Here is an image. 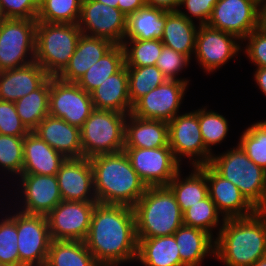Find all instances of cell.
<instances>
[{"mask_svg":"<svg viewBox=\"0 0 266 266\" xmlns=\"http://www.w3.org/2000/svg\"><path fill=\"white\" fill-rule=\"evenodd\" d=\"M5 19H7V18H6V16H5V14H4V12H3V9H2V6H1V4H0V25H1V23H2Z\"/></svg>","mask_w":266,"mask_h":266,"instance_id":"obj_54","label":"cell"},{"mask_svg":"<svg viewBox=\"0 0 266 266\" xmlns=\"http://www.w3.org/2000/svg\"><path fill=\"white\" fill-rule=\"evenodd\" d=\"M45 266H100L84 241L51 240Z\"/></svg>","mask_w":266,"mask_h":266,"instance_id":"obj_32","label":"cell"},{"mask_svg":"<svg viewBox=\"0 0 266 266\" xmlns=\"http://www.w3.org/2000/svg\"><path fill=\"white\" fill-rule=\"evenodd\" d=\"M133 210L137 238L173 235L183 225V213L167 186L148 187Z\"/></svg>","mask_w":266,"mask_h":266,"instance_id":"obj_4","label":"cell"},{"mask_svg":"<svg viewBox=\"0 0 266 266\" xmlns=\"http://www.w3.org/2000/svg\"><path fill=\"white\" fill-rule=\"evenodd\" d=\"M187 80H166L140 98L132 107L131 114L141 119L169 122L177 114Z\"/></svg>","mask_w":266,"mask_h":266,"instance_id":"obj_16","label":"cell"},{"mask_svg":"<svg viewBox=\"0 0 266 266\" xmlns=\"http://www.w3.org/2000/svg\"><path fill=\"white\" fill-rule=\"evenodd\" d=\"M198 121L205 148L210 152V145H215L226 137L227 120L216 112L199 109Z\"/></svg>","mask_w":266,"mask_h":266,"instance_id":"obj_41","label":"cell"},{"mask_svg":"<svg viewBox=\"0 0 266 266\" xmlns=\"http://www.w3.org/2000/svg\"><path fill=\"white\" fill-rule=\"evenodd\" d=\"M129 98L133 106L145 94L164 83L167 78L155 66L127 67Z\"/></svg>","mask_w":266,"mask_h":266,"instance_id":"obj_36","label":"cell"},{"mask_svg":"<svg viewBox=\"0 0 266 266\" xmlns=\"http://www.w3.org/2000/svg\"><path fill=\"white\" fill-rule=\"evenodd\" d=\"M82 0H39L37 22L78 24Z\"/></svg>","mask_w":266,"mask_h":266,"instance_id":"obj_35","label":"cell"},{"mask_svg":"<svg viewBox=\"0 0 266 266\" xmlns=\"http://www.w3.org/2000/svg\"><path fill=\"white\" fill-rule=\"evenodd\" d=\"M137 239L136 260L145 266H183L174 235Z\"/></svg>","mask_w":266,"mask_h":266,"instance_id":"obj_28","label":"cell"},{"mask_svg":"<svg viewBox=\"0 0 266 266\" xmlns=\"http://www.w3.org/2000/svg\"><path fill=\"white\" fill-rule=\"evenodd\" d=\"M207 25L243 40L260 27V5L255 0H218Z\"/></svg>","mask_w":266,"mask_h":266,"instance_id":"obj_14","label":"cell"},{"mask_svg":"<svg viewBox=\"0 0 266 266\" xmlns=\"http://www.w3.org/2000/svg\"><path fill=\"white\" fill-rule=\"evenodd\" d=\"M218 214L215 203L208 195L183 213V225L204 230L212 236L211 229L219 223Z\"/></svg>","mask_w":266,"mask_h":266,"instance_id":"obj_38","label":"cell"},{"mask_svg":"<svg viewBox=\"0 0 266 266\" xmlns=\"http://www.w3.org/2000/svg\"><path fill=\"white\" fill-rule=\"evenodd\" d=\"M33 132L65 158L83 157L80 128L63 119L48 115Z\"/></svg>","mask_w":266,"mask_h":266,"instance_id":"obj_21","label":"cell"},{"mask_svg":"<svg viewBox=\"0 0 266 266\" xmlns=\"http://www.w3.org/2000/svg\"><path fill=\"white\" fill-rule=\"evenodd\" d=\"M126 21L127 16L118 8L96 0H82L78 27L84 35L103 38L115 45H122L126 33Z\"/></svg>","mask_w":266,"mask_h":266,"instance_id":"obj_11","label":"cell"},{"mask_svg":"<svg viewBox=\"0 0 266 266\" xmlns=\"http://www.w3.org/2000/svg\"><path fill=\"white\" fill-rule=\"evenodd\" d=\"M249 40L246 53L258 68L266 67V32L262 28L253 30L244 40Z\"/></svg>","mask_w":266,"mask_h":266,"instance_id":"obj_46","label":"cell"},{"mask_svg":"<svg viewBox=\"0 0 266 266\" xmlns=\"http://www.w3.org/2000/svg\"><path fill=\"white\" fill-rule=\"evenodd\" d=\"M81 35L78 24L37 22L35 62L50 77H57L69 63Z\"/></svg>","mask_w":266,"mask_h":266,"instance_id":"obj_5","label":"cell"},{"mask_svg":"<svg viewBox=\"0 0 266 266\" xmlns=\"http://www.w3.org/2000/svg\"><path fill=\"white\" fill-rule=\"evenodd\" d=\"M66 158L50 147L35 132L24 136L21 174L57 175Z\"/></svg>","mask_w":266,"mask_h":266,"instance_id":"obj_24","label":"cell"},{"mask_svg":"<svg viewBox=\"0 0 266 266\" xmlns=\"http://www.w3.org/2000/svg\"><path fill=\"white\" fill-rule=\"evenodd\" d=\"M56 178L63 201L97 202L89 159L66 158ZM92 190L93 193H91Z\"/></svg>","mask_w":266,"mask_h":266,"instance_id":"obj_18","label":"cell"},{"mask_svg":"<svg viewBox=\"0 0 266 266\" xmlns=\"http://www.w3.org/2000/svg\"><path fill=\"white\" fill-rule=\"evenodd\" d=\"M147 6L161 8L166 11H177L176 7L180 6L181 0H145Z\"/></svg>","mask_w":266,"mask_h":266,"instance_id":"obj_49","label":"cell"},{"mask_svg":"<svg viewBox=\"0 0 266 266\" xmlns=\"http://www.w3.org/2000/svg\"><path fill=\"white\" fill-rule=\"evenodd\" d=\"M129 123H125L124 148H159L169 146L168 122L141 119L128 114Z\"/></svg>","mask_w":266,"mask_h":266,"instance_id":"obj_26","label":"cell"},{"mask_svg":"<svg viewBox=\"0 0 266 266\" xmlns=\"http://www.w3.org/2000/svg\"><path fill=\"white\" fill-rule=\"evenodd\" d=\"M97 202L134 207L148 188L124 151L89 159Z\"/></svg>","mask_w":266,"mask_h":266,"instance_id":"obj_3","label":"cell"},{"mask_svg":"<svg viewBox=\"0 0 266 266\" xmlns=\"http://www.w3.org/2000/svg\"><path fill=\"white\" fill-rule=\"evenodd\" d=\"M146 5L145 0H118V9L128 16Z\"/></svg>","mask_w":266,"mask_h":266,"instance_id":"obj_48","label":"cell"},{"mask_svg":"<svg viewBox=\"0 0 266 266\" xmlns=\"http://www.w3.org/2000/svg\"><path fill=\"white\" fill-rule=\"evenodd\" d=\"M24 137L0 134V166L21 175L23 167Z\"/></svg>","mask_w":266,"mask_h":266,"instance_id":"obj_42","label":"cell"},{"mask_svg":"<svg viewBox=\"0 0 266 266\" xmlns=\"http://www.w3.org/2000/svg\"><path fill=\"white\" fill-rule=\"evenodd\" d=\"M168 138L169 147L171 148L175 159L180 162V157L183 155L192 158L197 155L202 158L193 160L195 166L209 164L212 158V153L209 152L204 145L201 135L198 111L176 115L168 122ZM178 155H180L178 157Z\"/></svg>","mask_w":266,"mask_h":266,"instance_id":"obj_15","label":"cell"},{"mask_svg":"<svg viewBox=\"0 0 266 266\" xmlns=\"http://www.w3.org/2000/svg\"><path fill=\"white\" fill-rule=\"evenodd\" d=\"M255 80L261 91L266 95V67L257 68Z\"/></svg>","mask_w":266,"mask_h":266,"instance_id":"obj_50","label":"cell"},{"mask_svg":"<svg viewBox=\"0 0 266 266\" xmlns=\"http://www.w3.org/2000/svg\"><path fill=\"white\" fill-rule=\"evenodd\" d=\"M194 169V172L189 177L181 181L179 170L167 185L174 194L182 213L209 195L206 180V165L195 166Z\"/></svg>","mask_w":266,"mask_h":266,"instance_id":"obj_31","label":"cell"},{"mask_svg":"<svg viewBox=\"0 0 266 266\" xmlns=\"http://www.w3.org/2000/svg\"><path fill=\"white\" fill-rule=\"evenodd\" d=\"M217 2L218 0H181L180 5H185L191 15L199 18L200 25H205L208 23L213 7Z\"/></svg>","mask_w":266,"mask_h":266,"instance_id":"obj_47","label":"cell"},{"mask_svg":"<svg viewBox=\"0 0 266 266\" xmlns=\"http://www.w3.org/2000/svg\"><path fill=\"white\" fill-rule=\"evenodd\" d=\"M209 164L237 186L257 210H266V171L256 165L239 144L225 154L212 156Z\"/></svg>","mask_w":266,"mask_h":266,"instance_id":"obj_6","label":"cell"},{"mask_svg":"<svg viewBox=\"0 0 266 266\" xmlns=\"http://www.w3.org/2000/svg\"><path fill=\"white\" fill-rule=\"evenodd\" d=\"M114 46L109 40L82 34L69 63L57 77L66 82L77 83L85 72Z\"/></svg>","mask_w":266,"mask_h":266,"instance_id":"obj_23","label":"cell"},{"mask_svg":"<svg viewBox=\"0 0 266 266\" xmlns=\"http://www.w3.org/2000/svg\"><path fill=\"white\" fill-rule=\"evenodd\" d=\"M19 266H45L51 243L45 215L17 213Z\"/></svg>","mask_w":266,"mask_h":266,"instance_id":"obj_10","label":"cell"},{"mask_svg":"<svg viewBox=\"0 0 266 266\" xmlns=\"http://www.w3.org/2000/svg\"><path fill=\"white\" fill-rule=\"evenodd\" d=\"M95 110L91 94L77 83L50 77L49 115L81 128Z\"/></svg>","mask_w":266,"mask_h":266,"instance_id":"obj_9","label":"cell"},{"mask_svg":"<svg viewBox=\"0 0 266 266\" xmlns=\"http://www.w3.org/2000/svg\"><path fill=\"white\" fill-rule=\"evenodd\" d=\"M124 65L125 52L123 45H115L85 72L77 84L84 91L91 93Z\"/></svg>","mask_w":266,"mask_h":266,"instance_id":"obj_34","label":"cell"},{"mask_svg":"<svg viewBox=\"0 0 266 266\" xmlns=\"http://www.w3.org/2000/svg\"><path fill=\"white\" fill-rule=\"evenodd\" d=\"M215 256L227 266H252L266 257V210L249 217L223 218Z\"/></svg>","mask_w":266,"mask_h":266,"instance_id":"obj_2","label":"cell"},{"mask_svg":"<svg viewBox=\"0 0 266 266\" xmlns=\"http://www.w3.org/2000/svg\"><path fill=\"white\" fill-rule=\"evenodd\" d=\"M122 45L125 52L126 67L155 66L164 46L161 40L157 39H130V43L125 40Z\"/></svg>","mask_w":266,"mask_h":266,"instance_id":"obj_37","label":"cell"},{"mask_svg":"<svg viewBox=\"0 0 266 266\" xmlns=\"http://www.w3.org/2000/svg\"><path fill=\"white\" fill-rule=\"evenodd\" d=\"M189 57L163 46L161 54L156 62V66L164 74L167 80H176V74L190 62Z\"/></svg>","mask_w":266,"mask_h":266,"instance_id":"obj_44","label":"cell"},{"mask_svg":"<svg viewBox=\"0 0 266 266\" xmlns=\"http://www.w3.org/2000/svg\"><path fill=\"white\" fill-rule=\"evenodd\" d=\"M196 34L195 54L197 60L206 71H214L240 50L234 40L239 38L228 32L199 24Z\"/></svg>","mask_w":266,"mask_h":266,"instance_id":"obj_17","label":"cell"},{"mask_svg":"<svg viewBox=\"0 0 266 266\" xmlns=\"http://www.w3.org/2000/svg\"><path fill=\"white\" fill-rule=\"evenodd\" d=\"M25 205L21 212L48 215L63 199L56 175L21 174Z\"/></svg>","mask_w":266,"mask_h":266,"instance_id":"obj_20","label":"cell"},{"mask_svg":"<svg viewBox=\"0 0 266 266\" xmlns=\"http://www.w3.org/2000/svg\"><path fill=\"white\" fill-rule=\"evenodd\" d=\"M36 27V19H5L1 23L0 72L35 62ZM27 53L32 55L28 61Z\"/></svg>","mask_w":266,"mask_h":266,"instance_id":"obj_8","label":"cell"},{"mask_svg":"<svg viewBox=\"0 0 266 266\" xmlns=\"http://www.w3.org/2000/svg\"><path fill=\"white\" fill-rule=\"evenodd\" d=\"M166 23V10L145 5L127 16L125 38L161 40Z\"/></svg>","mask_w":266,"mask_h":266,"instance_id":"obj_30","label":"cell"},{"mask_svg":"<svg viewBox=\"0 0 266 266\" xmlns=\"http://www.w3.org/2000/svg\"><path fill=\"white\" fill-rule=\"evenodd\" d=\"M192 17L185 12L166 11V23L161 42L164 46L172 48L189 58L195 52L197 29Z\"/></svg>","mask_w":266,"mask_h":266,"instance_id":"obj_27","label":"cell"},{"mask_svg":"<svg viewBox=\"0 0 266 266\" xmlns=\"http://www.w3.org/2000/svg\"><path fill=\"white\" fill-rule=\"evenodd\" d=\"M206 180L208 194L225 219L249 217L258 211L237 186L222 177L210 164H206Z\"/></svg>","mask_w":266,"mask_h":266,"instance_id":"obj_19","label":"cell"},{"mask_svg":"<svg viewBox=\"0 0 266 266\" xmlns=\"http://www.w3.org/2000/svg\"><path fill=\"white\" fill-rule=\"evenodd\" d=\"M130 163L147 187L167 186L179 169L169 146L145 149L124 148Z\"/></svg>","mask_w":266,"mask_h":266,"instance_id":"obj_12","label":"cell"},{"mask_svg":"<svg viewBox=\"0 0 266 266\" xmlns=\"http://www.w3.org/2000/svg\"><path fill=\"white\" fill-rule=\"evenodd\" d=\"M259 5H261L262 3H264L266 0H255Z\"/></svg>","mask_w":266,"mask_h":266,"instance_id":"obj_55","label":"cell"},{"mask_svg":"<svg viewBox=\"0 0 266 266\" xmlns=\"http://www.w3.org/2000/svg\"><path fill=\"white\" fill-rule=\"evenodd\" d=\"M173 235L183 266H199L210 251L214 255L212 236L204 230L182 225Z\"/></svg>","mask_w":266,"mask_h":266,"instance_id":"obj_29","label":"cell"},{"mask_svg":"<svg viewBox=\"0 0 266 266\" xmlns=\"http://www.w3.org/2000/svg\"><path fill=\"white\" fill-rule=\"evenodd\" d=\"M97 203L62 200L46 215L51 239L84 241Z\"/></svg>","mask_w":266,"mask_h":266,"instance_id":"obj_13","label":"cell"},{"mask_svg":"<svg viewBox=\"0 0 266 266\" xmlns=\"http://www.w3.org/2000/svg\"><path fill=\"white\" fill-rule=\"evenodd\" d=\"M260 28L266 32V2L260 6Z\"/></svg>","mask_w":266,"mask_h":266,"instance_id":"obj_51","label":"cell"},{"mask_svg":"<svg viewBox=\"0 0 266 266\" xmlns=\"http://www.w3.org/2000/svg\"><path fill=\"white\" fill-rule=\"evenodd\" d=\"M49 93L50 77L38 89L15 102L17 114L30 132L49 115Z\"/></svg>","mask_w":266,"mask_h":266,"instance_id":"obj_33","label":"cell"},{"mask_svg":"<svg viewBox=\"0 0 266 266\" xmlns=\"http://www.w3.org/2000/svg\"><path fill=\"white\" fill-rule=\"evenodd\" d=\"M17 214L0 222V265L19 266Z\"/></svg>","mask_w":266,"mask_h":266,"instance_id":"obj_40","label":"cell"},{"mask_svg":"<svg viewBox=\"0 0 266 266\" xmlns=\"http://www.w3.org/2000/svg\"><path fill=\"white\" fill-rule=\"evenodd\" d=\"M239 145L256 165L266 171V121L248 127L243 132Z\"/></svg>","mask_w":266,"mask_h":266,"instance_id":"obj_39","label":"cell"},{"mask_svg":"<svg viewBox=\"0 0 266 266\" xmlns=\"http://www.w3.org/2000/svg\"><path fill=\"white\" fill-rule=\"evenodd\" d=\"M128 114L95 109L80 128L83 157L124 150L125 123Z\"/></svg>","mask_w":266,"mask_h":266,"instance_id":"obj_7","label":"cell"},{"mask_svg":"<svg viewBox=\"0 0 266 266\" xmlns=\"http://www.w3.org/2000/svg\"><path fill=\"white\" fill-rule=\"evenodd\" d=\"M252 266H266V257L259 259L255 264Z\"/></svg>","mask_w":266,"mask_h":266,"instance_id":"obj_53","label":"cell"},{"mask_svg":"<svg viewBox=\"0 0 266 266\" xmlns=\"http://www.w3.org/2000/svg\"><path fill=\"white\" fill-rule=\"evenodd\" d=\"M94 108L97 110H111L122 114H129L132 105L129 98L128 71L124 65L118 72L111 75L91 93Z\"/></svg>","mask_w":266,"mask_h":266,"instance_id":"obj_25","label":"cell"},{"mask_svg":"<svg viewBox=\"0 0 266 266\" xmlns=\"http://www.w3.org/2000/svg\"><path fill=\"white\" fill-rule=\"evenodd\" d=\"M96 1L106 4L107 6L113 8H118V0H96Z\"/></svg>","mask_w":266,"mask_h":266,"instance_id":"obj_52","label":"cell"},{"mask_svg":"<svg viewBox=\"0 0 266 266\" xmlns=\"http://www.w3.org/2000/svg\"><path fill=\"white\" fill-rule=\"evenodd\" d=\"M84 242L100 266L136 260L138 239L133 208L97 203Z\"/></svg>","mask_w":266,"mask_h":266,"instance_id":"obj_1","label":"cell"},{"mask_svg":"<svg viewBox=\"0 0 266 266\" xmlns=\"http://www.w3.org/2000/svg\"><path fill=\"white\" fill-rule=\"evenodd\" d=\"M29 132L17 114L15 103L0 100V134L24 137Z\"/></svg>","mask_w":266,"mask_h":266,"instance_id":"obj_43","label":"cell"},{"mask_svg":"<svg viewBox=\"0 0 266 266\" xmlns=\"http://www.w3.org/2000/svg\"><path fill=\"white\" fill-rule=\"evenodd\" d=\"M50 76L37 63L0 72V100L16 102L38 89Z\"/></svg>","mask_w":266,"mask_h":266,"instance_id":"obj_22","label":"cell"},{"mask_svg":"<svg viewBox=\"0 0 266 266\" xmlns=\"http://www.w3.org/2000/svg\"><path fill=\"white\" fill-rule=\"evenodd\" d=\"M7 19H37L39 0H0Z\"/></svg>","mask_w":266,"mask_h":266,"instance_id":"obj_45","label":"cell"}]
</instances>
